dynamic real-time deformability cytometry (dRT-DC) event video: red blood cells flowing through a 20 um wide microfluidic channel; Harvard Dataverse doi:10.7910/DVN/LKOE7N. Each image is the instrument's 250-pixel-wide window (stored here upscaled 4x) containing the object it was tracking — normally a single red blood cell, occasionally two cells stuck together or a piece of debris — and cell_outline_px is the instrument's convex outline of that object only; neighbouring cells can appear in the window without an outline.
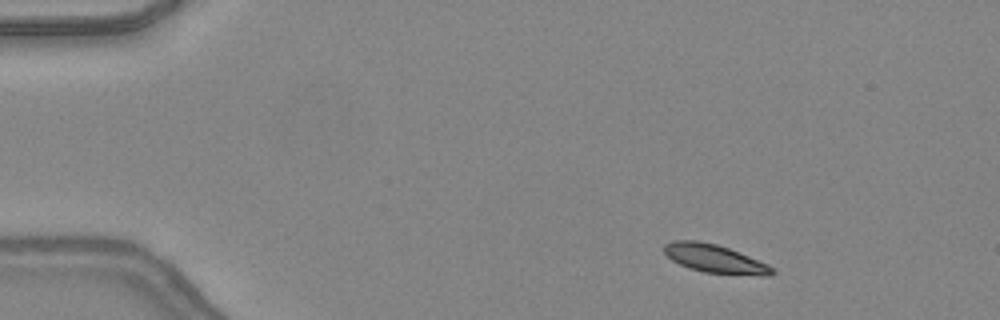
{"species": "common noctule bat (a hibernating species)", "species_latin": "Nyctalus noctula", "temperature_condition": "warm", "stored_images_in_passage": 44, "camera_frame_rate_fps": 3000, "um_per_image_px": 0.085, "animal": {"sex": "female", "body_mass_g": 24.6, "forearm_length_mm": 56.2}, "frame": {"image": 1, "passage_image": 3, "time_ms": 0.667, "image_size_px": [1000, 320], "cell_outline_px": [[776, 272], [772, 276], [760, 276], [704, 272], [688, 268], [672, 260], [664, 252], [664, 244], [672, 240], [696, 240], [716, 244], [728, 248], [768, 264], [776, 268]], "centroid_in_image_um": [60.79, 22.0], "position_along_channel_um": 24.2, "area_um2": 17.98}}
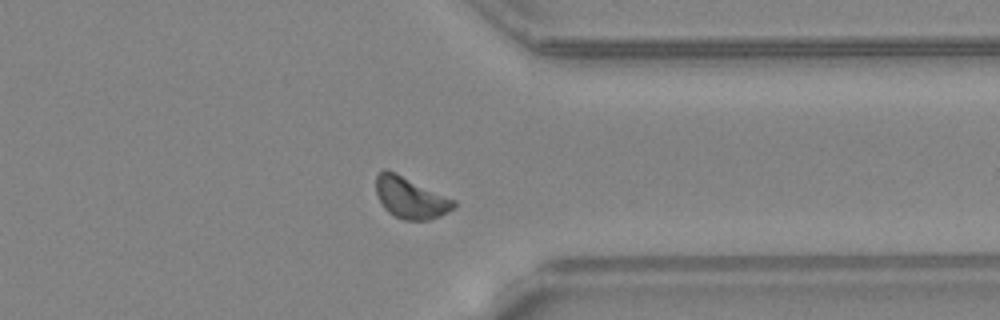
{"frame": {"image": 2, "passage_image": 34, "time_ms": 11.0, "image_size_px": [1000, 320], "cell_outline_px": [[456, 204], [448, 212], [440, 216], [428, 220], [404, 220], [388, 212], [384, 208], [376, 196], [376, 176], [384, 168], [396, 172], [456, 200]], "centroid_in_image_um": [34.88, 16.8], "position_along_channel_um": 376.5, "area_um2": 18.84}}
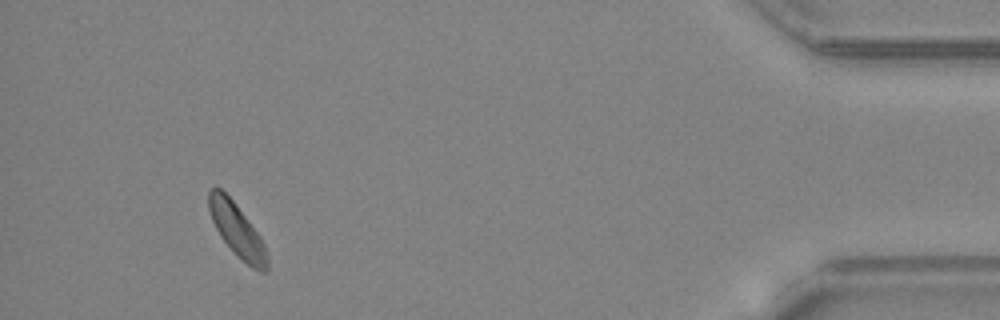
{"frame": {"image": 3, "passage_image": 41, "time_ms": 13.333, "image_size_px": [1000, 320], "cell_outline_px": [[268, 268], [264, 272], [260, 272], [252, 268], [220, 236], [212, 220], [208, 208], [208, 192], [212, 188], [220, 188], [232, 200], [260, 236], [264, 244], [268, 260]], "centroid_in_image_um": [20.14, 19.55], "position_along_channel_um": 415.1, "area_um2": 17.4}, "authors_computed_cell_mechanics": {"area_um2": 18.207, "velocity_mm_per_s": 4.3109, "shape_relaxation_time_tau1_ms": 2.7718, "shape_relaxation_time_tau2_ms": null, "deformation_change_tau1": 0.0979, "deformation_change_tau2": null}}